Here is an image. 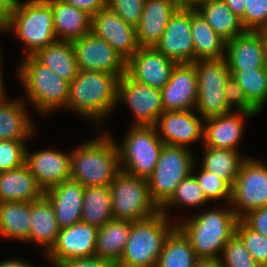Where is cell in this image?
Returning <instances> with one entry per match:
<instances>
[{
    "mask_svg": "<svg viewBox=\"0 0 267 267\" xmlns=\"http://www.w3.org/2000/svg\"><path fill=\"white\" fill-rule=\"evenodd\" d=\"M210 0H178L179 6L186 9H197ZM198 6V7H197Z\"/></svg>",
    "mask_w": 267,
    "mask_h": 267,
    "instance_id": "51",
    "label": "cell"
},
{
    "mask_svg": "<svg viewBox=\"0 0 267 267\" xmlns=\"http://www.w3.org/2000/svg\"><path fill=\"white\" fill-rule=\"evenodd\" d=\"M91 32L106 41L126 61L140 48L136 27L124 22L107 6L92 16Z\"/></svg>",
    "mask_w": 267,
    "mask_h": 267,
    "instance_id": "15",
    "label": "cell"
},
{
    "mask_svg": "<svg viewBox=\"0 0 267 267\" xmlns=\"http://www.w3.org/2000/svg\"><path fill=\"white\" fill-rule=\"evenodd\" d=\"M189 149L165 145L152 174L147 178L150 195L161 208L173 195L176 187L193 172V162Z\"/></svg>",
    "mask_w": 267,
    "mask_h": 267,
    "instance_id": "8",
    "label": "cell"
},
{
    "mask_svg": "<svg viewBox=\"0 0 267 267\" xmlns=\"http://www.w3.org/2000/svg\"><path fill=\"white\" fill-rule=\"evenodd\" d=\"M227 7L239 18L244 16L245 0H223Z\"/></svg>",
    "mask_w": 267,
    "mask_h": 267,
    "instance_id": "49",
    "label": "cell"
},
{
    "mask_svg": "<svg viewBox=\"0 0 267 267\" xmlns=\"http://www.w3.org/2000/svg\"><path fill=\"white\" fill-rule=\"evenodd\" d=\"M12 0H0V31L4 30Z\"/></svg>",
    "mask_w": 267,
    "mask_h": 267,
    "instance_id": "50",
    "label": "cell"
},
{
    "mask_svg": "<svg viewBox=\"0 0 267 267\" xmlns=\"http://www.w3.org/2000/svg\"><path fill=\"white\" fill-rule=\"evenodd\" d=\"M19 68L21 82L26 87L28 99L44 114L67 106L69 82L49 67L41 64L33 55H27Z\"/></svg>",
    "mask_w": 267,
    "mask_h": 267,
    "instance_id": "6",
    "label": "cell"
},
{
    "mask_svg": "<svg viewBox=\"0 0 267 267\" xmlns=\"http://www.w3.org/2000/svg\"><path fill=\"white\" fill-rule=\"evenodd\" d=\"M207 198L203 193L196 177L191 173L184 178L182 182L176 187L171 198L160 208V212L165 214L166 207L172 204H181L183 206H198L206 203Z\"/></svg>",
    "mask_w": 267,
    "mask_h": 267,
    "instance_id": "38",
    "label": "cell"
},
{
    "mask_svg": "<svg viewBox=\"0 0 267 267\" xmlns=\"http://www.w3.org/2000/svg\"><path fill=\"white\" fill-rule=\"evenodd\" d=\"M179 7L178 0H145L141 20L136 26L139 46L155 47Z\"/></svg>",
    "mask_w": 267,
    "mask_h": 267,
    "instance_id": "22",
    "label": "cell"
},
{
    "mask_svg": "<svg viewBox=\"0 0 267 267\" xmlns=\"http://www.w3.org/2000/svg\"><path fill=\"white\" fill-rule=\"evenodd\" d=\"M30 202L0 203V234L27 241L31 228Z\"/></svg>",
    "mask_w": 267,
    "mask_h": 267,
    "instance_id": "34",
    "label": "cell"
},
{
    "mask_svg": "<svg viewBox=\"0 0 267 267\" xmlns=\"http://www.w3.org/2000/svg\"><path fill=\"white\" fill-rule=\"evenodd\" d=\"M166 213L141 221H131V231L117 267H156L164 242L171 231Z\"/></svg>",
    "mask_w": 267,
    "mask_h": 267,
    "instance_id": "5",
    "label": "cell"
},
{
    "mask_svg": "<svg viewBox=\"0 0 267 267\" xmlns=\"http://www.w3.org/2000/svg\"><path fill=\"white\" fill-rule=\"evenodd\" d=\"M131 221L112 219L98 228L95 257L118 263L129 239Z\"/></svg>",
    "mask_w": 267,
    "mask_h": 267,
    "instance_id": "28",
    "label": "cell"
},
{
    "mask_svg": "<svg viewBox=\"0 0 267 267\" xmlns=\"http://www.w3.org/2000/svg\"><path fill=\"white\" fill-rule=\"evenodd\" d=\"M121 146H117L120 162L125 164L121 170L147 179L157 165L164 143L155 126L133 125Z\"/></svg>",
    "mask_w": 267,
    "mask_h": 267,
    "instance_id": "9",
    "label": "cell"
},
{
    "mask_svg": "<svg viewBox=\"0 0 267 267\" xmlns=\"http://www.w3.org/2000/svg\"><path fill=\"white\" fill-rule=\"evenodd\" d=\"M0 267H34L33 265H29L26 262L23 261H18L17 260H8V261H3L0 263Z\"/></svg>",
    "mask_w": 267,
    "mask_h": 267,
    "instance_id": "53",
    "label": "cell"
},
{
    "mask_svg": "<svg viewBox=\"0 0 267 267\" xmlns=\"http://www.w3.org/2000/svg\"><path fill=\"white\" fill-rule=\"evenodd\" d=\"M58 267H117V264L97 257H92L71 259L60 264Z\"/></svg>",
    "mask_w": 267,
    "mask_h": 267,
    "instance_id": "47",
    "label": "cell"
},
{
    "mask_svg": "<svg viewBox=\"0 0 267 267\" xmlns=\"http://www.w3.org/2000/svg\"><path fill=\"white\" fill-rule=\"evenodd\" d=\"M1 65V64H0ZM1 68V66H0ZM1 69H0V101H4L5 100V94H4V88H3V84H2V76H1Z\"/></svg>",
    "mask_w": 267,
    "mask_h": 267,
    "instance_id": "55",
    "label": "cell"
},
{
    "mask_svg": "<svg viewBox=\"0 0 267 267\" xmlns=\"http://www.w3.org/2000/svg\"><path fill=\"white\" fill-rule=\"evenodd\" d=\"M62 2L83 10L90 16L95 15L106 6V0H61Z\"/></svg>",
    "mask_w": 267,
    "mask_h": 267,
    "instance_id": "48",
    "label": "cell"
},
{
    "mask_svg": "<svg viewBox=\"0 0 267 267\" xmlns=\"http://www.w3.org/2000/svg\"><path fill=\"white\" fill-rule=\"evenodd\" d=\"M194 267H223L220 259H198Z\"/></svg>",
    "mask_w": 267,
    "mask_h": 267,
    "instance_id": "52",
    "label": "cell"
},
{
    "mask_svg": "<svg viewBox=\"0 0 267 267\" xmlns=\"http://www.w3.org/2000/svg\"><path fill=\"white\" fill-rule=\"evenodd\" d=\"M28 47V55L57 41L53 12L46 0H29L21 3L12 0L4 30L12 29Z\"/></svg>",
    "mask_w": 267,
    "mask_h": 267,
    "instance_id": "3",
    "label": "cell"
},
{
    "mask_svg": "<svg viewBox=\"0 0 267 267\" xmlns=\"http://www.w3.org/2000/svg\"><path fill=\"white\" fill-rule=\"evenodd\" d=\"M196 10L226 42L246 31L241 20L227 7L223 0H210Z\"/></svg>",
    "mask_w": 267,
    "mask_h": 267,
    "instance_id": "31",
    "label": "cell"
},
{
    "mask_svg": "<svg viewBox=\"0 0 267 267\" xmlns=\"http://www.w3.org/2000/svg\"><path fill=\"white\" fill-rule=\"evenodd\" d=\"M177 63L154 47H140L126 63V73L134 80L162 89Z\"/></svg>",
    "mask_w": 267,
    "mask_h": 267,
    "instance_id": "17",
    "label": "cell"
},
{
    "mask_svg": "<svg viewBox=\"0 0 267 267\" xmlns=\"http://www.w3.org/2000/svg\"><path fill=\"white\" fill-rule=\"evenodd\" d=\"M229 70L267 68L264 46L258 31H245L226 42Z\"/></svg>",
    "mask_w": 267,
    "mask_h": 267,
    "instance_id": "23",
    "label": "cell"
},
{
    "mask_svg": "<svg viewBox=\"0 0 267 267\" xmlns=\"http://www.w3.org/2000/svg\"><path fill=\"white\" fill-rule=\"evenodd\" d=\"M197 73L196 109L203 119L231 112L225 100V83L231 77L225 58L193 62Z\"/></svg>",
    "mask_w": 267,
    "mask_h": 267,
    "instance_id": "10",
    "label": "cell"
},
{
    "mask_svg": "<svg viewBox=\"0 0 267 267\" xmlns=\"http://www.w3.org/2000/svg\"><path fill=\"white\" fill-rule=\"evenodd\" d=\"M154 48L177 64L195 61L191 9L179 7L176 10Z\"/></svg>",
    "mask_w": 267,
    "mask_h": 267,
    "instance_id": "14",
    "label": "cell"
},
{
    "mask_svg": "<svg viewBox=\"0 0 267 267\" xmlns=\"http://www.w3.org/2000/svg\"><path fill=\"white\" fill-rule=\"evenodd\" d=\"M230 202L236 206L233 211L239 219L267 206V167L263 163L245 158L231 188Z\"/></svg>",
    "mask_w": 267,
    "mask_h": 267,
    "instance_id": "11",
    "label": "cell"
},
{
    "mask_svg": "<svg viewBox=\"0 0 267 267\" xmlns=\"http://www.w3.org/2000/svg\"><path fill=\"white\" fill-rule=\"evenodd\" d=\"M33 56L69 83L78 74L79 69L71 41L57 40L39 49Z\"/></svg>",
    "mask_w": 267,
    "mask_h": 267,
    "instance_id": "30",
    "label": "cell"
},
{
    "mask_svg": "<svg viewBox=\"0 0 267 267\" xmlns=\"http://www.w3.org/2000/svg\"><path fill=\"white\" fill-rule=\"evenodd\" d=\"M203 190L207 200L219 199L225 197L229 201L231 200V186L222 178L215 176L213 173L207 170L201 169V173L194 175Z\"/></svg>",
    "mask_w": 267,
    "mask_h": 267,
    "instance_id": "42",
    "label": "cell"
},
{
    "mask_svg": "<svg viewBox=\"0 0 267 267\" xmlns=\"http://www.w3.org/2000/svg\"><path fill=\"white\" fill-rule=\"evenodd\" d=\"M113 219L132 222L160 212L150 195L147 179L120 171L109 185Z\"/></svg>",
    "mask_w": 267,
    "mask_h": 267,
    "instance_id": "7",
    "label": "cell"
},
{
    "mask_svg": "<svg viewBox=\"0 0 267 267\" xmlns=\"http://www.w3.org/2000/svg\"><path fill=\"white\" fill-rule=\"evenodd\" d=\"M235 235L259 266L267 264V237L249 228L241 219L236 223Z\"/></svg>",
    "mask_w": 267,
    "mask_h": 267,
    "instance_id": "39",
    "label": "cell"
},
{
    "mask_svg": "<svg viewBox=\"0 0 267 267\" xmlns=\"http://www.w3.org/2000/svg\"><path fill=\"white\" fill-rule=\"evenodd\" d=\"M159 126L162 136H158L165 145L187 148V143L203 139L204 125L191 110L165 111L155 125Z\"/></svg>",
    "mask_w": 267,
    "mask_h": 267,
    "instance_id": "20",
    "label": "cell"
},
{
    "mask_svg": "<svg viewBox=\"0 0 267 267\" xmlns=\"http://www.w3.org/2000/svg\"><path fill=\"white\" fill-rule=\"evenodd\" d=\"M221 254L224 257L220 258L223 267H259L243 242L235 234L225 244Z\"/></svg>",
    "mask_w": 267,
    "mask_h": 267,
    "instance_id": "40",
    "label": "cell"
},
{
    "mask_svg": "<svg viewBox=\"0 0 267 267\" xmlns=\"http://www.w3.org/2000/svg\"><path fill=\"white\" fill-rule=\"evenodd\" d=\"M71 43L79 70L103 71L115 75L118 79L126 73L127 61L91 31Z\"/></svg>",
    "mask_w": 267,
    "mask_h": 267,
    "instance_id": "12",
    "label": "cell"
},
{
    "mask_svg": "<svg viewBox=\"0 0 267 267\" xmlns=\"http://www.w3.org/2000/svg\"><path fill=\"white\" fill-rule=\"evenodd\" d=\"M43 195V189L25 164L0 173V203L33 202Z\"/></svg>",
    "mask_w": 267,
    "mask_h": 267,
    "instance_id": "25",
    "label": "cell"
},
{
    "mask_svg": "<svg viewBox=\"0 0 267 267\" xmlns=\"http://www.w3.org/2000/svg\"><path fill=\"white\" fill-rule=\"evenodd\" d=\"M258 32L260 34V37H261V40L264 46L265 57L267 60V26L259 29Z\"/></svg>",
    "mask_w": 267,
    "mask_h": 267,
    "instance_id": "54",
    "label": "cell"
},
{
    "mask_svg": "<svg viewBox=\"0 0 267 267\" xmlns=\"http://www.w3.org/2000/svg\"><path fill=\"white\" fill-rule=\"evenodd\" d=\"M191 33L194 44L195 61L222 59L226 41L207 23L203 15L191 9Z\"/></svg>",
    "mask_w": 267,
    "mask_h": 267,
    "instance_id": "29",
    "label": "cell"
},
{
    "mask_svg": "<svg viewBox=\"0 0 267 267\" xmlns=\"http://www.w3.org/2000/svg\"><path fill=\"white\" fill-rule=\"evenodd\" d=\"M113 219L109 186H86L81 221L97 228Z\"/></svg>",
    "mask_w": 267,
    "mask_h": 267,
    "instance_id": "32",
    "label": "cell"
},
{
    "mask_svg": "<svg viewBox=\"0 0 267 267\" xmlns=\"http://www.w3.org/2000/svg\"><path fill=\"white\" fill-rule=\"evenodd\" d=\"M202 168L225 180L231 187L245 160L235 150L207 147Z\"/></svg>",
    "mask_w": 267,
    "mask_h": 267,
    "instance_id": "36",
    "label": "cell"
},
{
    "mask_svg": "<svg viewBox=\"0 0 267 267\" xmlns=\"http://www.w3.org/2000/svg\"><path fill=\"white\" fill-rule=\"evenodd\" d=\"M238 219L233 209L211 210L177 227L189 239L198 259H219L217 253L223 252L235 234Z\"/></svg>",
    "mask_w": 267,
    "mask_h": 267,
    "instance_id": "4",
    "label": "cell"
},
{
    "mask_svg": "<svg viewBox=\"0 0 267 267\" xmlns=\"http://www.w3.org/2000/svg\"><path fill=\"white\" fill-rule=\"evenodd\" d=\"M117 146L106 135L78 147L71 152L70 179L84 187L109 186L122 168Z\"/></svg>",
    "mask_w": 267,
    "mask_h": 267,
    "instance_id": "1",
    "label": "cell"
},
{
    "mask_svg": "<svg viewBox=\"0 0 267 267\" xmlns=\"http://www.w3.org/2000/svg\"><path fill=\"white\" fill-rule=\"evenodd\" d=\"M246 31L267 26V0H245L244 16L240 19Z\"/></svg>",
    "mask_w": 267,
    "mask_h": 267,
    "instance_id": "43",
    "label": "cell"
},
{
    "mask_svg": "<svg viewBox=\"0 0 267 267\" xmlns=\"http://www.w3.org/2000/svg\"><path fill=\"white\" fill-rule=\"evenodd\" d=\"M98 228L82 221L60 229L55 245L47 252L54 266L71 259L95 257Z\"/></svg>",
    "mask_w": 267,
    "mask_h": 267,
    "instance_id": "16",
    "label": "cell"
},
{
    "mask_svg": "<svg viewBox=\"0 0 267 267\" xmlns=\"http://www.w3.org/2000/svg\"><path fill=\"white\" fill-rule=\"evenodd\" d=\"M31 228L27 241L44 245L47 252L55 245L60 232L52 203L43 195L40 199L30 202Z\"/></svg>",
    "mask_w": 267,
    "mask_h": 267,
    "instance_id": "27",
    "label": "cell"
},
{
    "mask_svg": "<svg viewBox=\"0 0 267 267\" xmlns=\"http://www.w3.org/2000/svg\"><path fill=\"white\" fill-rule=\"evenodd\" d=\"M126 101L136 116L137 126H155L164 113L161 90L142 84L125 73L117 84V101Z\"/></svg>",
    "mask_w": 267,
    "mask_h": 267,
    "instance_id": "13",
    "label": "cell"
},
{
    "mask_svg": "<svg viewBox=\"0 0 267 267\" xmlns=\"http://www.w3.org/2000/svg\"><path fill=\"white\" fill-rule=\"evenodd\" d=\"M244 116H253L251 113H226L204 119L207 122L203 131L204 144L207 147L229 149L237 151L236 147L243 133Z\"/></svg>",
    "mask_w": 267,
    "mask_h": 267,
    "instance_id": "24",
    "label": "cell"
},
{
    "mask_svg": "<svg viewBox=\"0 0 267 267\" xmlns=\"http://www.w3.org/2000/svg\"><path fill=\"white\" fill-rule=\"evenodd\" d=\"M25 154L24 141L0 140V173L23 166Z\"/></svg>",
    "mask_w": 267,
    "mask_h": 267,
    "instance_id": "41",
    "label": "cell"
},
{
    "mask_svg": "<svg viewBox=\"0 0 267 267\" xmlns=\"http://www.w3.org/2000/svg\"><path fill=\"white\" fill-rule=\"evenodd\" d=\"M27 151L26 149L25 165L43 191L70 179L71 152L64 154L53 150H41L31 154Z\"/></svg>",
    "mask_w": 267,
    "mask_h": 267,
    "instance_id": "19",
    "label": "cell"
},
{
    "mask_svg": "<svg viewBox=\"0 0 267 267\" xmlns=\"http://www.w3.org/2000/svg\"><path fill=\"white\" fill-rule=\"evenodd\" d=\"M225 100L231 109L236 105L239 112L257 114L258 111L248 102L243 89L234 77H230L225 83Z\"/></svg>",
    "mask_w": 267,
    "mask_h": 267,
    "instance_id": "45",
    "label": "cell"
},
{
    "mask_svg": "<svg viewBox=\"0 0 267 267\" xmlns=\"http://www.w3.org/2000/svg\"><path fill=\"white\" fill-rule=\"evenodd\" d=\"M248 102L259 112L267 100V68L230 70Z\"/></svg>",
    "mask_w": 267,
    "mask_h": 267,
    "instance_id": "37",
    "label": "cell"
},
{
    "mask_svg": "<svg viewBox=\"0 0 267 267\" xmlns=\"http://www.w3.org/2000/svg\"><path fill=\"white\" fill-rule=\"evenodd\" d=\"M23 102L0 101V140L24 141L34 132Z\"/></svg>",
    "mask_w": 267,
    "mask_h": 267,
    "instance_id": "33",
    "label": "cell"
},
{
    "mask_svg": "<svg viewBox=\"0 0 267 267\" xmlns=\"http://www.w3.org/2000/svg\"><path fill=\"white\" fill-rule=\"evenodd\" d=\"M52 7L57 40L73 41L91 31L92 16L61 0H46Z\"/></svg>",
    "mask_w": 267,
    "mask_h": 267,
    "instance_id": "26",
    "label": "cell"
},
{
    "mask_svg": "<svg viewBox=\"0 0 267 267\" xmlns=\"http://www.w3.org/2000/svg\"><path fill=\"white\" fill-rule=\"evenodd\" d=\"M84 188L80 182L68 179L44 191L60 229L81 221Z\"/></svg>",
    "mask_w": 267,
    "mask_h": 267,
    "instance_id": "21",
    "label": "cell"
},
{
    "mask_svg": "<svg viewBox=\"0 0 267 267\" xmlns=\"http://www.w3.org/2000/svg\"><path fill=\"white\" fill-rule=\"evenodd\" d=\"M161 97L164 112L191 110L196 107L197 73L193 62L175 65L170 80L161 89Z\"/></svg>",
    "mask_w": 267,
    "mask_h": 267,
    "instance_id": "18",
    "label": "cell"
},
{
    "mask_svg": "<svg viewBox=\"0 0 267 267\" xmlns=\"http://www.w3.org/2000/svg\"><path fill=\"white\" fill-rule=\"evenodd\" d=\"M197 260L189 239L176 226L164 242L156 267H194Z\"/></svg>",
    "mask_w": 267,
    "mask_h": 267,
    "instance_id": "35",
    "label": "cell"
},
{
    "mask_svg": "<svg viewBox=\"0 0 267 267\" xmlns=\"http://www.w3.org/2000/svg\"><path fill=\"white\" fill-rule=\"evenodd\" d=\"M241 220L249 228L267 237V206L250 211Z\"/></svg>",
    "mask_w": 267,
    "mask_h": 267,
    "instance_id": "46",
    "label": "cell"
},
{
    "mask_svg": "<svg viewBox=\"0 0 267 267\" xmlns=\"http://www.w3.org/2000/svg\"><path fill=\"white\" fill-rule=\"evenodd\" d=\"M119 79L103 71L79 70L69 83L67 107L81 116L102 119L117 104Z\"/></svg>",
    "mask_w": 267,
    "mask_h": 267,
    "instance_id": "2",
    "label": "cell"
},
{
    "mask_svg": "<svg viewBox=\"0 0 267 267\" xmlns=\"http://www.w3.org/2000/svg\"><path fill=\"white\" fill-rule=\"evenodd\" d=\"M145 0H106V6L117 13L124 22L136 27L143 13Z\"/></svg>",
    "mask_w": 267,
    "mask_h": 267,
    "instance_id": "44",
    "label": "cell"
}]
</instances>
